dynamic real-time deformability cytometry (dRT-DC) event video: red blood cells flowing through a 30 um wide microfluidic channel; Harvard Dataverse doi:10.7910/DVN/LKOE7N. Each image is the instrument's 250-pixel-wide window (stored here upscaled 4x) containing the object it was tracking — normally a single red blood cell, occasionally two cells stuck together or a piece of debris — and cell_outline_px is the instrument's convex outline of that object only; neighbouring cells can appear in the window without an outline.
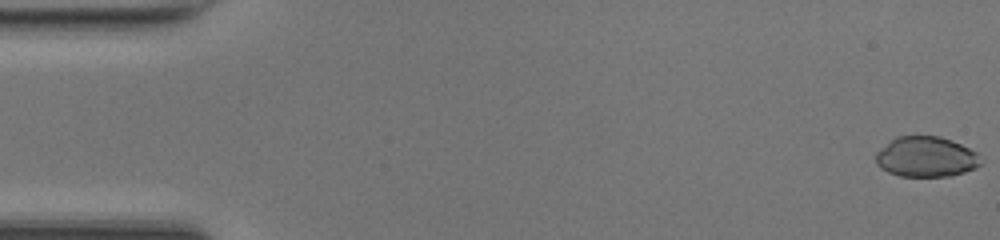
{"species": "common noctule bat (a hibernating species)", "species_latin": "Nyctalus noctula", "temperature_condition": "room temperature", "stored_images_in_passage": 47, "camera_frame_rate_fps": 3000, "um_per_image_px": 0.085, "animal": {"sex": "female", "body_mass_g": 17.0, "forearm_length_mm": 48.0}, "frame": {"image": 1, "passage_image": 1, "time_ms": 0.0, "image_size_px": [1000, 240], "cell_outline_px": [[984, 160], [976, 168], [952, 176], [900, 176], [888, 172], [880, 168], [876, 164], [876, 152], [896, 136], [940, 136], [952, 140], [976, 152]], "centroid_in_image_um": [78.73, 13.33], "position_along_channel_um": 6.3, "area_um2": 24.8}}
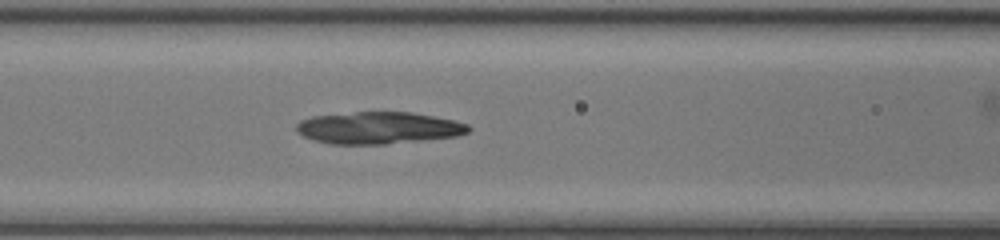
{"frame": {"image": 2, "passage_image": 21, "time_ms": 6.667, "image_size_px": [1000, 240], "cell_outline_px": [[472, 128], [468, 132], [456, 136], [384, 144], [332, 144], [312, 140], [296, 132], [296, 124], [300, 120], [312, 116], [356, 112], [412, 112], [452, 120], [468, 124]], "centroid_in_image_um": [32.13, 10.87], "position_along_channel_um": 134.5, "area_um2": 31.96}}
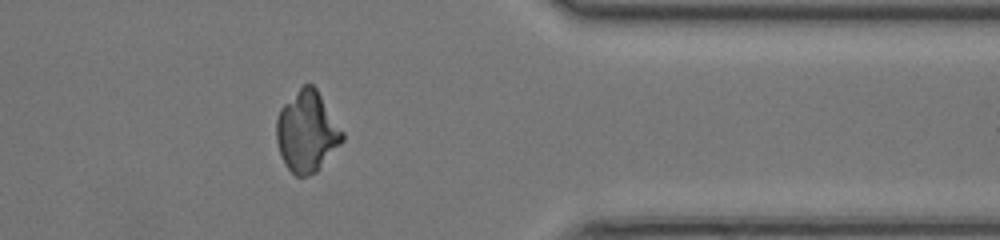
{"frame": {"image": 3, "passage_image": 40, "time_ms": 13.0, "image_size_px": [1000, 240], "cell_outline_px": [[344, 140], [320, 168], [316, 172], [308, 176], [296, 176], [284, 164], [276, 140], [276, 120], [280, 108], [304, 84], [312, 84], [316, 88], [344, 132]], "centroid_in_image_um": [26.09, 11.21], "position_along_channel_um": 385.3, "area_um2": 30.92}}